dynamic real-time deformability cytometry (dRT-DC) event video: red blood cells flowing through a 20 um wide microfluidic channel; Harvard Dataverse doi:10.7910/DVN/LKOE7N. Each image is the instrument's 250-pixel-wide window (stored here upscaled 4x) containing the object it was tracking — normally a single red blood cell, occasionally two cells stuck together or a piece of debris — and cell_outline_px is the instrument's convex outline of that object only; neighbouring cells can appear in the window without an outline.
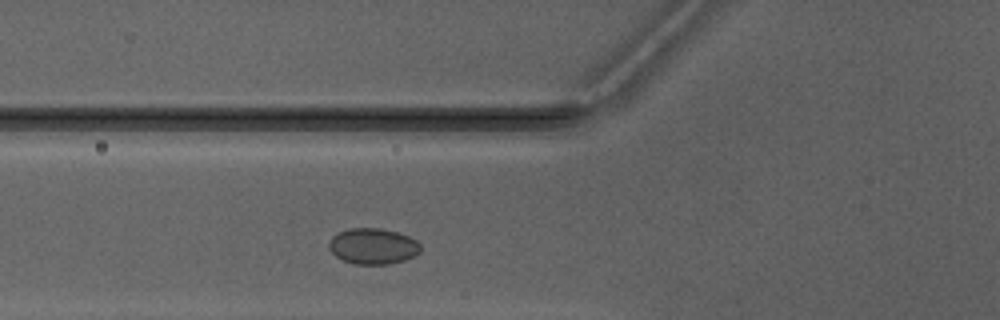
{"species": "Egyptian fruit bat (a non-hibernating species)", "species_latin": "Rousettus aegyptiacus", "temperature_condition": "warm", "stored_images_in_passage": 2, "camera_frame_rate_fps": 3000, "um_per_image_px": 0.085, "animal": {"sex": "male"}, "frame": {"image": 1, "passage_image": 2, "time_ms": 1.0, "image_size_px": [1000, 320], "cell_outline_px": [[420, 252], [404, 260], [388, 264], [356, 264], [344, 260], [336, 256], [328, 248], [328, 244], [332, 236], [348, 228], [380, 228], [396, 232], [408, 236], [416, 240], [420, 244]], "centroid_in_image_um": [31.69, 20.92], "position_along_channel_um": 94.1, "area_um2": 19.02}}